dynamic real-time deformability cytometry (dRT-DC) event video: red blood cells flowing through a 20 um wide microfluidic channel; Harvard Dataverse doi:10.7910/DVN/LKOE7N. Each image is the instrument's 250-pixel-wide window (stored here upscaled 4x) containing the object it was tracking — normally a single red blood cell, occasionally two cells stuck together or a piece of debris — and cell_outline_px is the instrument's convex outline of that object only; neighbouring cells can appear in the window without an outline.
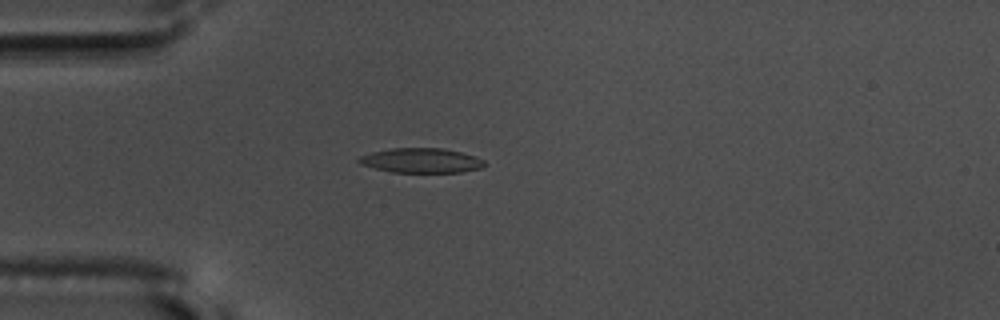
{"species": "common noctule bat (a hibernating species)", "species_latin": "Nyctalus noctula", "temperature_condition": "warm", "stored_images_in_passage": 56, "camera_frame_rate_fps": 3000, "um_per_image_px": 0.085, "animal": {"sex": "male", "body_mass_g": 17.5, "forearm_length_mm": 52.3}, "frame": {"image": 1, "passage_image": 16, "time_ms": 5.0, "image_size_px": [1000, 320], "cell_outline_px": [[484, 164], [480, 168], [460, 172], [392, 172], [360, 164], [356, 160], [360, 156], [372, 152], [392, 148], [444, 148], [476, 156], [484, 160]], "centroid_in_image_um": [35.79, 13.63], "position_along_channel_um": 49.2, "area_um2": 17.92}}
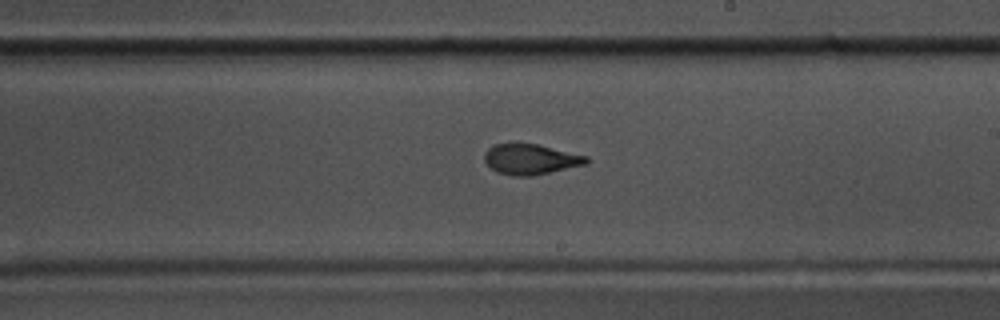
{"frame": {"image": 2, "passage_image": 33, "time_ms": 10.667, "image_size_px": [1000, 320], "cell_outline_px": [[588, 164], [532, 176], [512, 176], [496, 172], [484, 160], [484, 152], [492, 144], [516, 140], [536, 144], [588, 156]], "centroid_in_image_um": [45.05, 13.5], "position_along_channel_um": 244.0, "area_um2": 18.67}}
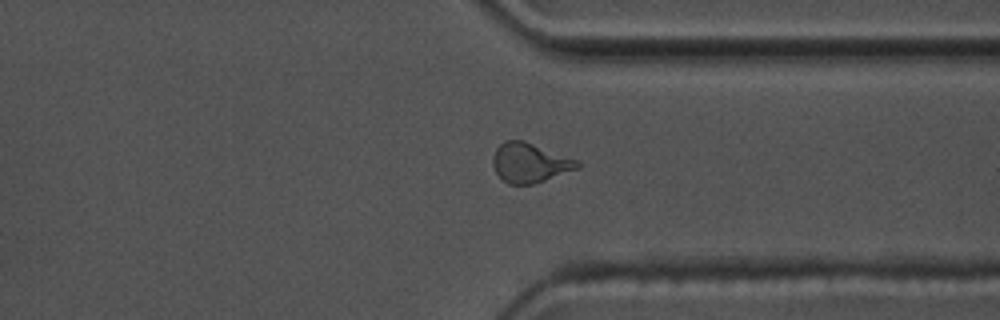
{"frame": {"image": 3, "passage_image": 43, "time_ms": 14.0, "image_size_px": [1000, 320], "cell_outline_px": [[580, 168], [532, 184], [508, 184], [496, 172], [492, 164], [492, 156], [496, 148], [504, 140], [524, 140], [580, 160]], "centroid_in_image_um": [45.05, 13.81], "position_along_channel_um": 366.4, "area_um2": 19.59}, "authors_computed_cell_mechanics": {"area_um2": 18.3226, "velocity_mm_per_s": 3.6758, "shape_relaxation_time_tau1_ms": 5.9648, "shape_relaxation_time_tau2_ms": 1.7094, "deformation_change_tau1": 0.2134, "deformation_change_tau2": 0.0999}}